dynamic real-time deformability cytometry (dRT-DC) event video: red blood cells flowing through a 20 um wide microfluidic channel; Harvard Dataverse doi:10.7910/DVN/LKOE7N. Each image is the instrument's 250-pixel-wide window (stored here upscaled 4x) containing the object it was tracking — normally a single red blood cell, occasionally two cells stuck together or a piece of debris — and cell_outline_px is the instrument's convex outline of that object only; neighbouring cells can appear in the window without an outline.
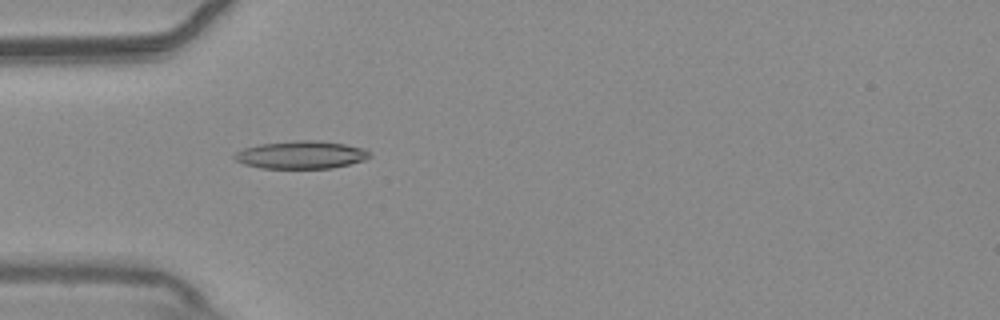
{"species": "common noctule bat (a hibernating species)", "species_latin": "Nyctalus noctula", "temperature_condition": "warm", "stored_images_in_passage": 39, "camera_frame_rate_fps": 3000, "um_per_image_px": 0.085, "animal": {"sex": "male", "body_mass_g": 20.4}, "frame": {"image": 1, "passage_image": 1, "time_ms": 0.0, "image_size_px": [1000, 320], "cell_outline_px": [[372, 156], [364, 160], [332, 168], [260, 168], [244, 164], [236, 160], [232, 156], [236, 152], [244, 148], [260, 144], [296, 140], [316, 140], [344, 144], [364, 148]], "centroid_in_image_um": [25.58, 13.16], "position_along_channel_um": 59.4, "area_um2": 21.79}}
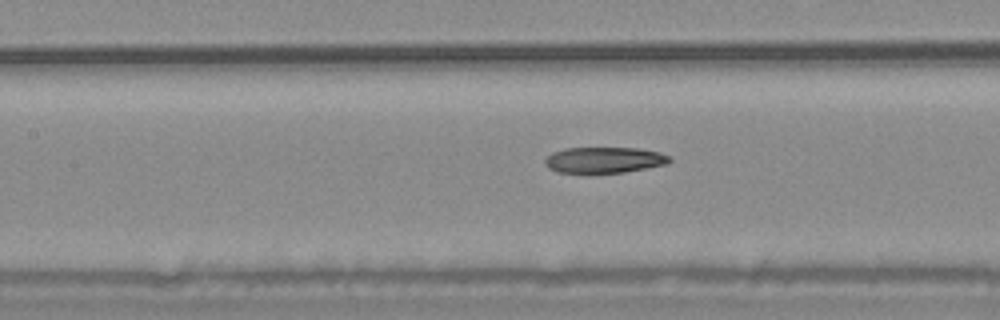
{"frame": {"image": 2, "passage_image": 9, "time_ms": 2.667, "image_size_px": [1000, 320], "cell_outline_px": [[672, 160], [668, 164], [624, 172], [556, 172], [548, 168], [544, 164], [544, 160], [552, 152], [564, 148], [636, 148], [660, 152], [668, 156]], "centroid_in_image_um": [51.34, 13.59], "position_along_channel_um": 156.1, "area_um2": 18.73}}
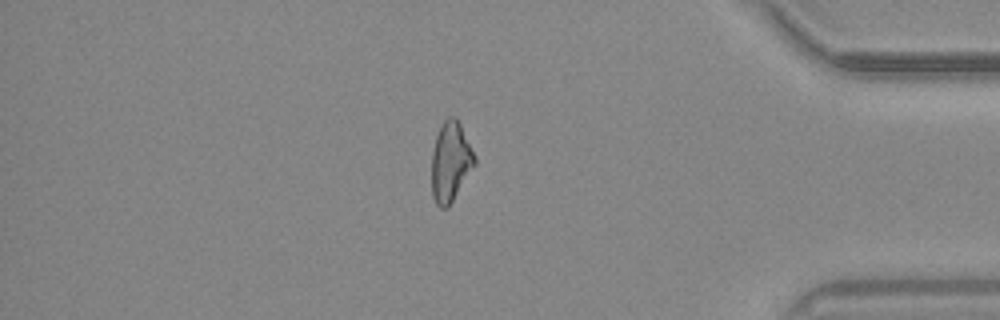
{"frame": {"image": 3, "passage_image": 31, "time_ms": 10.0, "image_size_px": [1000, 320], "cell_outline_px": [[476, 164], [448, 208], [440, 208], [436, 204], [432, 196], [432, 152], [436, 136], [444, 120], [448, 116], [456, 116], [476, 156]], "centroid_in_image_um": [38.3, 13.76], "position_along_channel_um": 396.9, "area_um2": 20.06}, "authors_computed_cell_mechanics": {"area_um2": 20.0566, "velocity_mm_per_s": 3.7131, "shape_relaxation_time_tau1_ms": 10.8336, "shape_relaxation_time_tau2_ms": 9.2575, "deformation_change_tau1": 0.2391, "deformation_change_tau2": 0.2347}}